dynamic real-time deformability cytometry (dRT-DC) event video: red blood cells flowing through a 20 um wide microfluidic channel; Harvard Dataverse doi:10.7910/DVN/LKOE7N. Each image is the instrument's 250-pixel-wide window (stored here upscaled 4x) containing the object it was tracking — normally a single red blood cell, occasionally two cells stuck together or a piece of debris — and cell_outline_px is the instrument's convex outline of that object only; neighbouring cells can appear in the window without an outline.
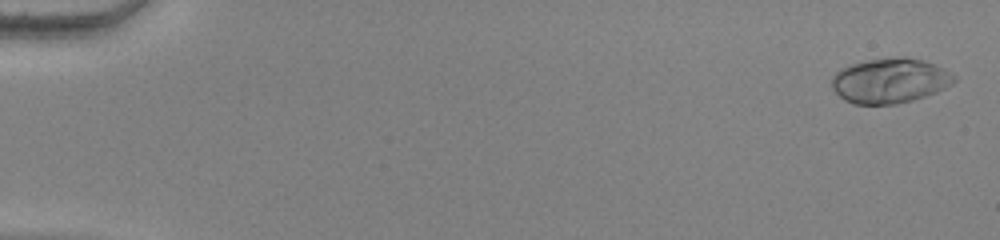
{"species": "human", "species_latin": "Homo sapiens", "temperature_condition": "warm", "stored_images_in_passage": 55, "camera_frame_rate_fps": 3000, "um_per_image_px": 0.085, "donor": {"sex": "female"}, "frame": {"image": 1, "passage_image": 2, "time_ms": 0.333, "image_size_px": [1000, 240], "cell_outline_px": [[956, 80], [952, 84], [936, 92], [912, 100], [896, 104], [852, 104], [844, 100], [832, 88], [832, 76], [840, 68], [864, 60], [900, 56], [904, 56], [936, 64], [952, 72], [956, 76]], "centroid_in_image_um": [75.65, 6.85], "position_along_channel_um": 9.4, "area_um2": 32.25}}
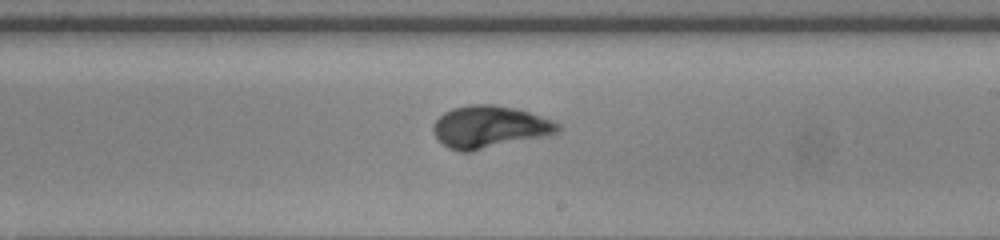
{"frame": {"image": 2, "passage_image": 34, "time_ms": 11.0, "image_size_px": [1000, 240], "cell_outline_px": [[560, 132], [552, 136], [472, 152], [460, 152], [448, 148], [432, 132], [432, 124], [444, 112], [452, 108], [468, 104], [492, 104], [516, 108], [552, 120], [560, 124]], "centroid_in_image_um": [41.65, 10.81], "position_along_channel_um": 247.3, "area_um2": 31.39}}
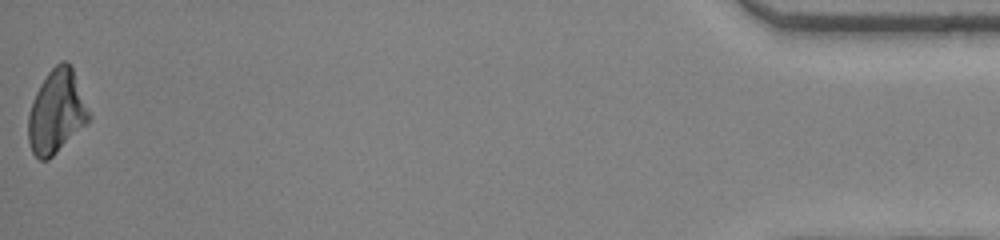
{"frame": {"image": 3, "passage_image": 55, "time_ms": 18.0, "image_size_px": [1000, 240], "cell_outline_px": [[92, 116], [48, 160], [40, 160], [32, 152], [28, 140], [28, 116], [32, 100], [40, 84], [48, 72], [60, 60], [64, 60], [72, 68]], "centroid_in_image_um": [4.78, 9.48], "position_along_channel_um": 430.4, "area_um2": 28.96}, "authors_computed_cell_mechanics": {"area_um2": 29.6514, "velocity_mm_per_s": 3.8522, "shape_relaxation_time_tau1_ms": 3.7398, "shape_relaxation_time_tau2_ms": null, "deformation_change_tau1": 0.2198, "deformation_change_tau2": null}}